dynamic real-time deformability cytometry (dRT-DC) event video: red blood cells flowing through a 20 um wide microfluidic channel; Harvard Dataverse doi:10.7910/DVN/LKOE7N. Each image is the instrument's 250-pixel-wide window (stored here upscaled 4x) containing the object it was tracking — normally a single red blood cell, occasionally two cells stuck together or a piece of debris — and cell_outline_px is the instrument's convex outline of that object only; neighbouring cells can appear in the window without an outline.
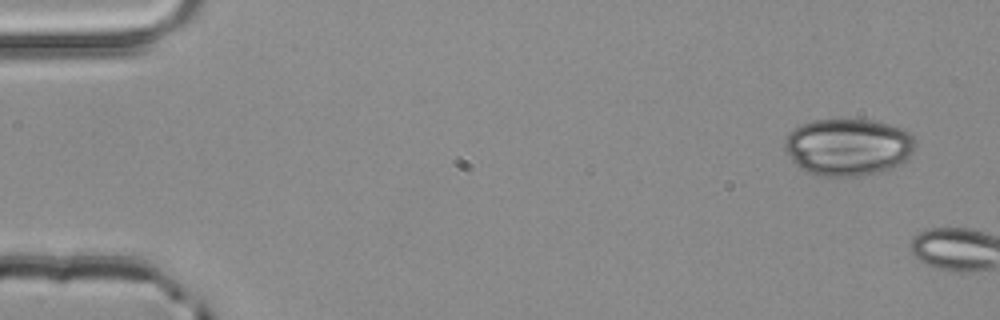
{"species": "common noctule bat (a hibernating species)", "species_latin": "Nyctalus noctula", "temperature_condition": "room temperature", "stored_images_in_passage": 2, "camera_frame_rate_fps": 3000, "um_per_image_px": 0.085, "animal": {"sex": "male", "body_mass_g": 20.4}, "frame": {"image": 1, "passage_image": 1, "time_ms": 0.0, "image_size_px": [1000, 320], "cell_outline_px": [[916, 144], [908, 160], [892, 168], [876, 172], [856, 176], [816, 176], [804, 172], [792, 160], [784, 148], [784, 144], [788, 136], [800, 124], [812, 120], [872, 120], [904, 128], [916, 140]], "centroid_in_image_um": [72.11, 12.5], "position_along_channel_um": 12.9, "area_um2": 43.58}}